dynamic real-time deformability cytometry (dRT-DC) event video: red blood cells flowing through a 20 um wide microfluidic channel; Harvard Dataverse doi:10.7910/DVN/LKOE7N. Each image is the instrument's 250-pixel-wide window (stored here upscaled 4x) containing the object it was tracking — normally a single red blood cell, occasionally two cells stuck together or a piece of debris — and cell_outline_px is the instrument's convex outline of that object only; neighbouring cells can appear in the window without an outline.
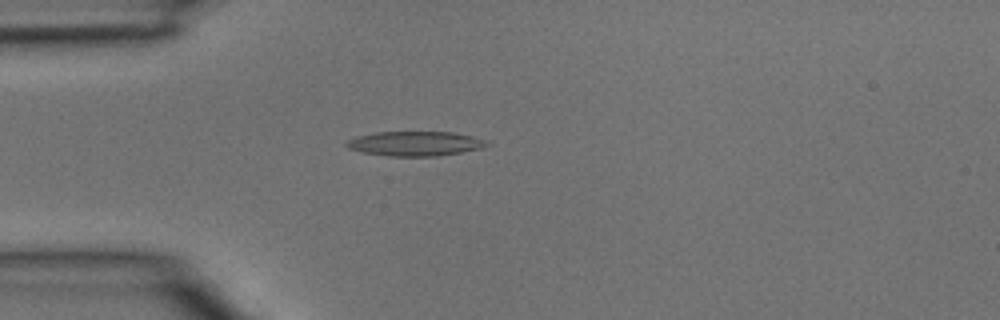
{"species": "common noctule bat (a hibernating species)", "species_latin": "Nyctalus noctula", "temperature_condition": "room temperature", "stored_images_in_passage": 4, "camera_frame_rate_fps": 3000, "um_per_image_px": 0.085, "animal": {"sex": "male", "body_mass_g": 15.6}, "frame": {"image": 1, "passage_image": 4, "time_ms": 1.0, "image_size_px": [1000, 320], "cell_outline_px": [[492, 144], [480, 148], [460, 152], [436, 156], [388, 156], [360, 152], [348, 148], [344, 144], [348, 140], [356, 136], [376, 132], [452, 132], [472, 136], [484, 140]], "centroid_in_image_um": [35.24, 12.2], "position_along_channel_um": 49.8, "area_um2": 20.06}}